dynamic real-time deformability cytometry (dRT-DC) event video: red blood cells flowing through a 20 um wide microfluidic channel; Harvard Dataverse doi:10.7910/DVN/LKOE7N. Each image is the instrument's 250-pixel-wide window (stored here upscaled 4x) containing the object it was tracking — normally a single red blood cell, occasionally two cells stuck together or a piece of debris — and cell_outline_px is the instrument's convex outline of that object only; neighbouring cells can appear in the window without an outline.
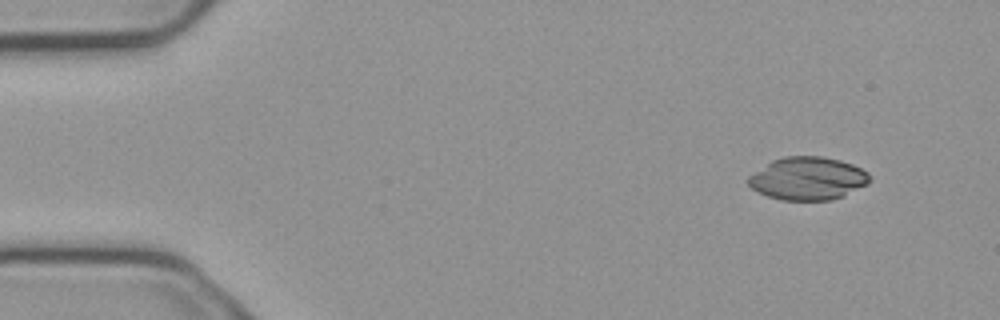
{"species": "common noctule bat (a hibernating species)", "species_latin": "Nyctalus noctula", "temperature_condition": "cold", "stored_images_in_passage": 5, "camera_frame_rate_fps": 3000, "um_per_image_px": 0.085, "animal": {"sex": "male", "body_mass_g": 23.1, "forearm_length_mm": 52.7}, "frame": {"image": 1, "passage_image": 1, "time_ms": 0.0, "image_size_px": [1000, 320], "cell_outline_px": [[872, 180], [868, 184], [844, 196], [832, 200], [780, 200], [768, 196], [752, 188], [748, 184], [748, 176], [772, 160], [784, 156], [820, 156], [840, 160], [852, 164], [868, 172], [872, 176]], "centroid_in_image_um": [68.7, 15.17], "position_along_channel_um": 16.3, "area_um2": 30.52}}